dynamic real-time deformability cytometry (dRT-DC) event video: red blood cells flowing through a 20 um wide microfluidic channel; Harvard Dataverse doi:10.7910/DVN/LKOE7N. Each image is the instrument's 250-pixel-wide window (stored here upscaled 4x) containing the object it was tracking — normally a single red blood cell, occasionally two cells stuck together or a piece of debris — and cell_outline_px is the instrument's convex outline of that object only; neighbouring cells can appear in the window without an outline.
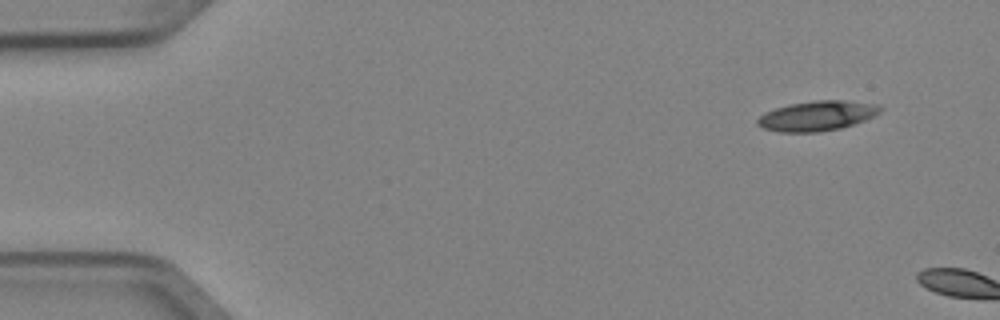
{"species": "Egyptian fruit bat (a non-hibernating species)", "species_latin": "Rousettus aegyptiacus", "temperature_condition": "cold", "stored_images_in_passage": 3, "segment_of_instrument_passage": [2, 2], "camera_frame_rate_fps": 3000, "um_per_image_px": 0.085, "animal": {"sex": "female"}, "frame": {"image": 1, "passage_image": 3, "time_ms": 0.667, "image_size_px": [1000, 320], "cell_outline_px": [[884, 108], [876, 116], [840, 128], [820, 132], [780, 132], [764, 128], [756, 124], [756, 120], [764, 112], [788, 104], [816, 100], [840, 100], [880, 104]], "centroid_in_image_um": [69.47, 9.84], "position_along_channel_um": 15.5, "area_um2": 21.5}}